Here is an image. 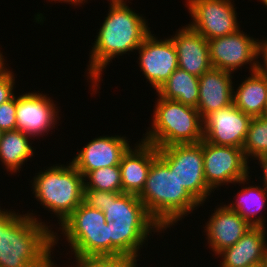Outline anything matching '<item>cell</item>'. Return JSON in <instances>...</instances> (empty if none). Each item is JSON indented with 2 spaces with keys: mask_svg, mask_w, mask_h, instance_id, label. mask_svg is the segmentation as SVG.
<instances>
[{
  "mask_svg": "<svg viewBox=\"0 0 267 267\" xmlns=\"http://www.w3.org/2000/svg\"><path fill=\"white\" fill-rule=\"evenodd\" d=\"M267 227L253 226L233 246L219 252L220 267H247L260 263L267 248Z\"/></svg>",
  "mask_w": 267,
  "mask_h": 267,
  "instance_id": "obj_19",
  "label": "cell"
},
{
  "mask_svg": "<svg viewBox=\"0 0 267 267\" xmlns=\"http://www.w3.org/2000/svg\"><path fill=\"white\" fill-rule=\"evenodd\" d=\"M254 160L258 161V164L262 170V179L260 182H262V185L267 187V154H264L262 156H259L255 158ZM263 180V181H262Z\"/></svg>",
  "mask_w": 267,
  "mask_h": 267,
  "instance_id": "obj_33",
  "label": "cell"
},
{
  "mask_svg": "<svg viewBox=\"0 0 267 267\" xmlns=\"http://www.w3.org/2000/svg\"><path fill=\"white\" fill-rule=\"evenodd\" d=\"M107 198L109 191L84 189L83 202L92 208L100 210L107 203Z\"/></svg>",
  "mask_w": 267,
  "mask_h": 267,
  "instance_id": "obj_31",
  "label": "cell"
},
{
  "mask_svg": "<svg viewBox=\"0 0 267 267\" xmlns=\"http://www.w3.org/2000/svg\"><path fill=\"white\" fill-rule=\"evenodd\" d=\"M84 189L122 193L119 165L96 169L84 176Z\"/></svg>",
  "mask_w": 267,
  "mask_h": 267,
  "instance_id": "obj_27",
  "label": "cell"
},
{
  "mask_svg": "<svg viewBox=\"0 0 267 267\" xmlns=\"http://www.w3.org/2000/svg\"><path fill=\"white\" fill-rule=\"evenodd\" d=\"M3 52H1V50H0V74L5 70V69H7L8 67V63L6 64V60L7 59H5V56H3V54H2Z\"/></svg>",
  "mask_w": 267,
  "mask_h": 267,
  "instance_id": "obj_35",
  "label": "cell"
},
{
  "mask_svg": "<svg viewBox=\"0 0 267 267\" xmlns=\"http://www.w3.org/2000/svg\"><path fill=\"white\" fill-rule=\"evenodd\" d=\"M204 176L208 187L214 191L223 185H236L249 175V161L243 149L211 144L202 140Z\"/></svg>",
  "mask_w": 267,
  "mask_h": 267,
  "instance_id": "obj_8",
  "label": "cell"
},
{
  "mask_svg": "<svg viewBox=\"0 0 267 267\" xmlns=\"http://www.w3.org/2000/svg\"><path fill=\"white\" fill-rule=\"evenodd\" d=\"M158 97L150 127L140 140L156 148L203 140V119L195 107Z\"/></svg>",
  "mask_w": 267,
  "mask_h": 267,
  "instance_id": "obj_5",
  "label": "cell"
},
{
  "mask_svg": "<svg viewBox=\"0 0 267 267\" xmlns=\"http://www.w3.org/2000/svg\"><path fill=\"white\" fill-rule=\"evenodd\" d=\"M107 225L111 237V257L139 260L141 248L144 249L143 245L148 242L150 236L156 232L157 235L165 233L160 225H122L112 221L107 222Z\"/></svg>",
  "mask_w": 267,
  "mask_h": 267,
  "instance_id": "obj_20",
  "label": "cell"
},
{
  "mask_svg": "<svg viewBox=\"0 0 267 267\" xmlns=\"http://www.w3.org/2000/svg\"><path fill=\"white\" fill-rule=\"evenodd\" d=\"M128 137L119 135L97 136L86 143L78 154L73 156L72 165L83 177L96 169L117 166L122 156L131 147Z\"/></svg>",
  "mask_w": 267,
  "mask_h": 267,
  "instance_id": "obj_14",
  "label": "cell"
},
{
  "mask_svg": "<svg viewBox=\"0 0 267 267\" xmlns=\"http://www.w3.org/2000/svg\"><path fill=\"white\" fill-rule=\"evenodd\" d=\"M137 259L136 260H133V264H132V267H138L140 266L139 264H137Z\"/></svg>",
  "mask_w": 267,
  "mask_h": 267,
  "instance_id": "obj_39",
  "label": "cell"
},
{
  "mask_svg": "<svg viewBox=\"0 0 267 267\" xmlns=\"http://www.w3.org/2000/svg\"><path fill=\"white\" fill-rule=\"evenodd\" d=\"M39 92V93H38ZM16 95V130L22 131L33 139L48 135L60 121L56 101L40 91ZM59 108V109H58ZM59 120V121H57Z\"/></svg>",
  "mask_w": 267,
  "mask_h": 267,
  "instance_id": "obj_11",
  "label": "cell"
},
{
  "mask_svg": "<svg viewBox=\"0 0 267 267\" xmlns=\"http://www.w3.org/2000/svg\"><path fill=\"white\" fill-rule=\"evenodd\" d=\"M249 75L234 87L233 103L252 118L260 117L266 112L267 74L256 70Z\"/></svg>",
  "mask_w": 267,
  "mask_h": 267,
  "instance_id": "obj_23",
  "label": "cell"
},
{
  "mask_svg": "<svg viewBox=\"0 0 267 267\" xmlns=\"http://www.w3.org/2000/svg\"><path fill=\"white\" fill-rule=\"evenodd\" d=\"M170 38L176 49L179 68L197 77L212 68L208 40L188 24L178 28Z\"/></svg>",
  "mask_w": 267,
  "mask_h": 267,
  "instance_id": "obj_16",
  "label": "cell"
},
{
  "mask_svg": "<svg viewBox=\"0 0 267 267\" xmlns=\"http://www.w3.org/2000/svg\"><path fill=\"white\" fill-rule=\"evenodd\" d=\"M101 211L106 222L122 225H159L148 213L137 195L109 191L107 203Z\"/></svg>",
  "mask_w": 267,
  "mask_h": 267,
  "instance_id": "obj_21",
  "label": "cell"
},
{
  "mask_svg": "<svg viewBox=\"0 0 267 267\" xmlns=\"http://www.w3.org/2000/svg\"><path fill=\"white\" fill-rule=\"evenodd\" d=\"M232 74L212 67L199 77V99L196 109L203 120L216 110L233 103L235 83Z\"/></svg>",
  "mask_w": 267,
  "mask_h": 267,
  "instance_id": "obj_17",
  "label": "cell"
},
{
  "mask_svg": "<svg viewBox=\"0 0 267 267\" xmlns=\"http://www.w3.org/2000/svg\"><path fill=\"white\" fill-rule=\"evenodd\" d=\"M157 156V148L142 140H138L128 149L119 164L122 193L140 195L145 187L151 164Z\"/></svg>",
  "mask_w": 267,
  "mask_h": 267,
  "instance_id": "obj_18",
  "label": "cell"
},
{
  "mask_svg": "<svg viewBox=\"0 0 267 267\" xmlns=\"http://www.w3.org/2000/svg\"><path fill=\"white\" fill-rule=\"evenodd\" d=\"M57 229L54 248L62 235L72 256L111 257V237L103 211L82 202Z\"/></svg>",
  "mask_w": 267,
  "mask_h": 267,
  "instance_id": "obj_6",
  "label": "cell"
},
{
  "mask_svg": "<svg viewBox=\"0 0 267 267\" xmlns=\"http://www.w3.org/2000/svg\"><path fill=\"white\" fill-rule=\"evenodd\" d=\"M52 1H54V3H67V4H71L72 6L74 5V7L76 6L77 7V5L79 6V7H81V5L82 4H84L85 2L87 3L88 2V0H49L48 2H51V3H53Z\"/></svg>",
  "mask_w": 267,
  "mask_h": 267,
  "instance_id": "obj_34",
  "label": "cell"
},
{
  "mask_svg": "<svg viewBox=\"0 0 267 267\" xmlns=\"http://www.w3.org/2000/svg\"><path fill=\"white\" fill-rule=\"evenodd\" d=\"M258 1H260L261 3H263V5H264L265 7H267V0H258Z\"/></svg>",
  "mask_w": 267,
  "mask_h": 267,
  "instance_id": "obj_40",
  "label": "cell"
},
{
  "mask_svg": "<svg viewBox=\"0 0 267 267\" xmlns=\"http://www.w3.org/2000/svg\"><path fill=\"white\" fill-rule=\"evenodd\" d=\"M261 263L263 264L264 267H267V248L265 250Z\"/></svg>",
  "mask_w": 267,
  "mask_h": 267,
  "instance_id": "obj_36",
  "label": "cell"
},
{
  "mask_svg": "<svg viewBox=\"0 0 267 267\" xmlns=\"http://www.w3.org/2000/svg\"><path fill=\"white\" fill-rule=\"evenodd\" d=\"M155 93L164 99L197 108L199 77L178 67Z\"/></svg>",
  "mask_w": 267,
  "mask_h": 267,
  "instance_id": "obj_25",
  "label": "cell"
},
{
  "mask_svg": "<svg viewBox=\"0 0 267 267\" xmlns=\"http://www.w3.org/2000/svg\"><path fill=\"white\" fill-rule=\"evenodd\" d=\"M250 176L239 180L238 184L242 189L234 196L235 201H230L227 206L237 212L242 218L248 221L252 226L266 227V219L263 217L264 209L267 203V187L258 184L254 186V181ZM249 183H252L251 185ZM246 184V186H245ZM249 184V185H248ZM248 185V186H247ZM260 214V215H259Z\"/></svg>",
  "mask_w": 267,
  "mask_h": 267,
  "instance_id": "obj_22",
  "label": "cell"
},
{
  "mask_svg": "<svg viewBox=\"0 0 267 267\" xmlns=\"http://www.w3.org/2000/svg\"><path fill=\"white\" fill-rule=\"evenodd\" d=\"M208 46L213 68L236 73L249 64V72L257 70L258 38H253V35L250 36L241 29L227 36L208 40Z\"/></svg>",
  "mask_w": 267,
  "mask_h": 267,
  "instance_id": "obj_10",
  "label": "cell"
},
{
  "mask_svg": "<svg viewBox=\"0 0 267 267\" xmlns=\"http://www.w3.org/2000/svg\"><path fill=\"white\" fill-rule=\"evenodd\" d=\"M16 94L0 105V130H16Z\"/></svg>",
  "mask_w": 267,
  "mask_h": 267,
  "instance_id": "obj_29",
  "label": "cell"
},
{
  "mask_svg": "<svg viewBox=\"0 0 267 267\" xmlns=\"http://www.w3.org/2000/svg\"><path fill=\"white\" fill-rule=\"evenodd\" d=\"M233 1V2H232ZM192 29L210 40L241 29L234 0H186Z\"/></svg>",
  "mask_w": 267,
  "mask_h": 267,
  "instance_id": "obj_9",
  "label": "cell"
},
{
  "mask_svg": "<svg viewBox=\"0 0 267 267\" xmlns=\"http://www.w3.org/2000/svg\"><path fill=\"white\" fill-rule=\"evenodd\" d=\"M15 75L9 66L0 74V105L15 95Z\"/></svg>",
  "mask_w": 267,
  "mask_h": 267,
  "instance_id": "obj_30",
  "label": "cell"
},
{
  "mask_svg": "<svg viewBox=\"0 0 267 267\" xmlns=\"http://www.w3.org/2000/svg\"><path fill=\"white\" fill-rule=\"evenodd\" d=\"M2 133H3V132L0 130V140H1Z\"/></svg>",
  "mask_w": 267,
  "mask_h": 267,
  "instance_id": "obj_41",
  "label": "cell"
},
{
  "mask_svg": "<svg viewBox=\"0 0 267 267\" xmlns=\"http://www.w3.org/2000/svg\"><path fill=\"white\" fill-rule=\"evenodd\" d=\"M110 3H127V0H108Z\"/></svg>",
  "mask_w": 267,
  "mask_h": 267,
  "instance_id": "obj_37",
  "label": "cell"
},
{
  "mask_svg": "<svg viewBox=\"0 0 267 267\" xmlns=\"http://www.w3.org/2000/svg\"><path fill=\"white\" fill-rule=\"evenodd\" d=\"M257 70L267 74V38L258 39ZM262 57V58H261ZM260 58V59H259ZM261 59L263 61H261Z\"/></svg>",
  "mask_w": 267,
  "mask_h": 267,
  "instance_id": "obj_32",
  "label": "cell"
},
{
  "mask_svg": "<svg viewBox=\"0 0 267 267\" xmlns=\"http://www.w3.org/2000/svg\"><path fill=\"white\" fill-rule=\"evenodd\" d=\"M219 206V207H218ZM205 222L204 235L207 245L216 256L223 249L233 246L253 226L226 203H220Z\"/></svg>",
  "mask_w": 267,
  "mask_h": 267,
  "instance_id": "obj_15",
  "label": "cell"
},
{
  "mask_svg": "<svg viewBox=\"0 0 267 267\" xmlns=\"http://www.w3.org/2000/svg\"><path fill=\"white\" fill-rule=\"evenodd\" d=\"M138 197L164 231L201 206L159 156L153 160L145 187Z\"/></svg>",
  "mask_w": 267,
  "mask_h": 267,
  "instance_id": "obj_3",
  "label": "cell"
},
{
  "mask_svg": "<svg viewBox=\"0 0 267 267\" xmlns=\"http://www.w3.org/2000/svg\"><path fill=\"white\" fill-rule=\"evenodd\" d=\"M44 168L30 181L31 191L51 217L58 218L60 226L83 202L84 177L71 162Z\"/></svg>",
  "mask_w": 267,
  "mask_h": 267,
  "instance_id": "obj_4",
  "label": "cell"
},
{
  "mask_svg": "<svg viewBox=\"0 0 267 267\" xmlns=\"http://www.w3.org/2000/svg\"><path fill=\"white\" fill-rule=\"evenodd\" d=\"M158 156L174 172L177 179L203 206L213 192L204 176L202 140L195 144H177L157 148Z\"/></svg>",
  "mask_w": 267,
  "mask_h": 267,
  "instance_id": "obj_7",
  "label": "cell"
},
{
  "mask_svg": "<svg viewBox=\"0 0 267 267\" xmlns=\"http://www.w3.org/2000/svg\"><path fill=\"white\" fill-rule=\"evenodd\" d=\"M139 70L154 90H158L178 68V58L172 39H158L151 31L136 50Z\"/></svg>",
  "mask_w": 267,
  "mask_h": 267,
  "instance_id": "obj_12",
  "label": "cell"
},
{
  "mask_svg": "<svg viewBox=\"0 0 267 267\" xmlns=\"http://www.w3.org/2000/svg\"><path fill=\"white\" fill-rule=\"evenodd\" d=\"M12 210L0 206V267H60L52 256L54 224Z\"/></svg>",
  "mask_w": 267,
  "mask_h": 267,
  "instance_id": "obj_1",
  "label": "cell"
},
{
  "mask_svg": "<svg viewBox=\"0 0 267 267\" xmlns=\"http://www.w3.org/2000/svg\"><path fill=\"white\" fill-rule=\"evenodd\" d=\"M247 267H264L263 264L260 262V263H257V264H254V265H250V266H247Z\"/></svg>",
  "mask_w": 267,
  "mask_h": 267,
  "instance_id": "obj_38",
  "label": "cell"
},
{
  "mask_svg": "<svg viewBox=\"0 0 267 267\" xmlns=\"http://www.w3.org/2000/svg\"><path fill=\"white\" fill-rule=\"evenodd\" d=\"M32 137L20 130L5 131L0 140V162L8 175L20 173L25 162L33 158L36 148Z\"/></svg>",
  "mask_w": 267,
  "mask_h": 267,
  "instance_id": "obj_24",
  "label": "cell"
},
{
  "mask_svg": "<svg viewBox=\"0 0 267 267\" xmlns=\"http://www.w3.org/2000/svg\"><path fill=\"white\" fill-rule=\"evenodd\" d=\"M108 10L92 43L89 65L86 66L85 80L91 83V95L100 93L98 90L103 80L102 73L112 60L135 52L151 32L146 18L136 13L127 3H109Z\"/></svg>",
  "mask_w": 267,
  "mask_h": 267,
  "instance_id": "obj_2",
  "label": "cell"
},
{
  "mask_svg": "<svg viewBox=\"0 0 267 267\" xmlns=\"http://www.w3.org/2000/svg\"><path fill=\"white\" fill-rule=\"evenodd\" d=\"M70 267H132L133 259L128 257H79L74 256ZM76 264V265H75Z\"/></svg>",
  "mask_w": 267,
  "mask_h": 267,
  "instance_id": "obj_28",
  "label": "cell"
},
{
  "mask_svg": "<svg viewBox=\"0 0 267 267\" xmlns=\"http://www.w3.org/2000/svg\"><path fill=\"white\" fill-rule=\"evenodd\" d=\"M242 149L249 163L267 154V115L251 119Z\"/></svg>",
  "mask_w": 267,
  "mask_h": 267,
  "instance_id": "obj_26",
  "label": "cell"
},
{
  "mask_svg": "<svg viewBox=\"0 0 267 267\" xmlns=\"http://www.w3.org/2000/svg\"><path fill=\"white\" fill-rule=\"evenodd\" d=\"M251 119L232 103L203 120V139L211 144L242 149Z\"/></svg>",
  "mask_w": 267,
  "mask_h": 267,
  "instance_id": "obj_13",
  "label": "cell"
}]
</instances>
